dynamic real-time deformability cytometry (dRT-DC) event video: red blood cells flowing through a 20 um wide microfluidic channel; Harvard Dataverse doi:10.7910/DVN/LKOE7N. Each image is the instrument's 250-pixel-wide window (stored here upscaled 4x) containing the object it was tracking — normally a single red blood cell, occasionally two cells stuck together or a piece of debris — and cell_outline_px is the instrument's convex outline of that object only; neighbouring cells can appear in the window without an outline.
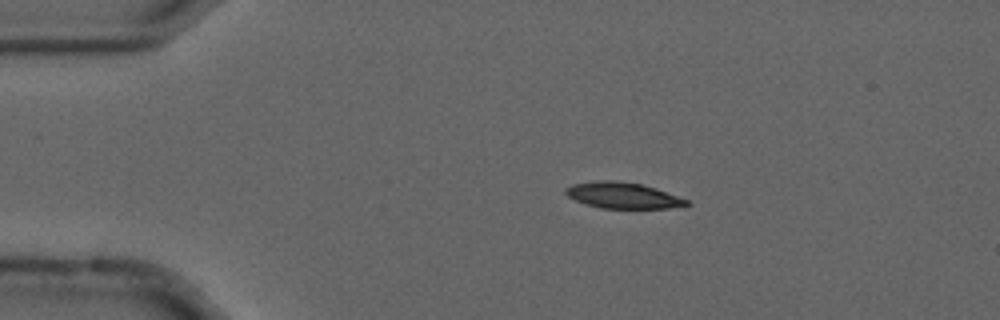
{"species": "common noctule bat (a hibernating species)", "species_latin": "Nyctalus noctula", "temperature_condition": "cold", "stored_images_in_passage": 45, "camera_frame_rate_fps": 3000, "um_per_image_px": 0.085, "animal": {"sex": "male", "forearm_length_mm": 52.5}, "frame": {"image": 1, "passage_image": 1, "time_ms": 0.0, "image_size_px": [1000, 320], "cell_outline_px": [[692, 204], [668, 208], [600, 208], [584, 204], [568, 196], [564, 192], [564, 188], [572, 184], [596, 180], [612, 180], [640, 184], [656, 188], [688, 200]], "centroid_in_image_um": [52.9, 16.61], "position_along_channel_um": 32.1, "area_um2": 18.32}}
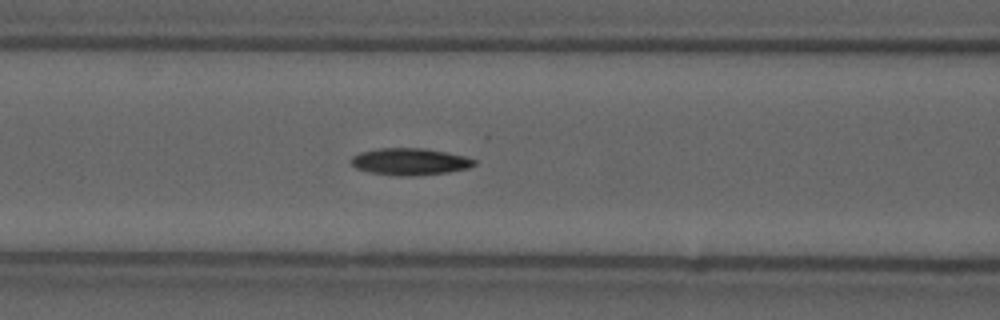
{"frame": {"image": 2, "passage_image": 13, "time_ms": 4.0, "image_size_px": [1000, 320], "cell_outline_px": [[476, 164], [468, 168], [448, 172], [416, 176], [400, 176], [368, 172], [356, 168], [348, 160], [352, 156], [360, 152], [380, 148], [424, 148], [464, 156], [476, 160]], "centroid_in_image_um": [34.81, 13.74], "position_along_channel_um": 131.8, "area_um2": 19.36}}
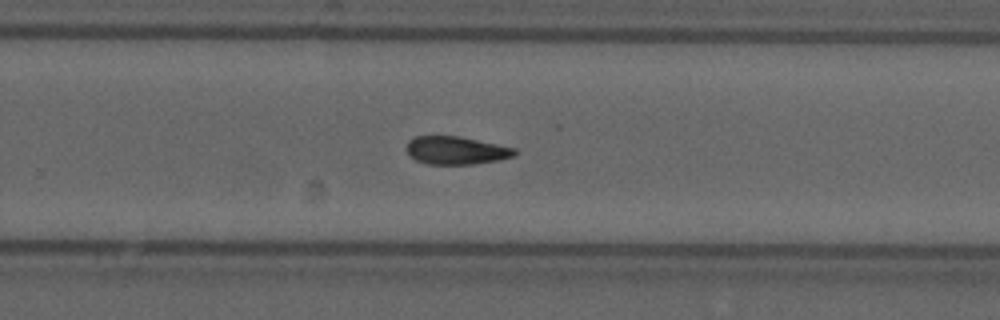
{"frame": {"image": 3, "passage_image": 26, "time_ms": 8.333, "image_size_px": [1000, 320], "cell_outline_px": [[516, 156], [500, 160], [476, 164], [428, 164], [416, 160], [408, 152], [408, 140], [416, 136], [460, 136], [516, 148]], "centroid_in_image_um": [38.83, 12.78], "position_along_channel_um": 291.0, "area_um2": 17.63}, "authors_computed_cell_mechanics": {"area_um2": 18.2648, "velocity_mm_per_s": 3.6861, "shape_relaxation_time_tau1_ms": 5.8225, "shape_relaxation_time_tau2_ms": null, "deformation_change_tau1": 0.1565, "deformation_change_tau2": null}}